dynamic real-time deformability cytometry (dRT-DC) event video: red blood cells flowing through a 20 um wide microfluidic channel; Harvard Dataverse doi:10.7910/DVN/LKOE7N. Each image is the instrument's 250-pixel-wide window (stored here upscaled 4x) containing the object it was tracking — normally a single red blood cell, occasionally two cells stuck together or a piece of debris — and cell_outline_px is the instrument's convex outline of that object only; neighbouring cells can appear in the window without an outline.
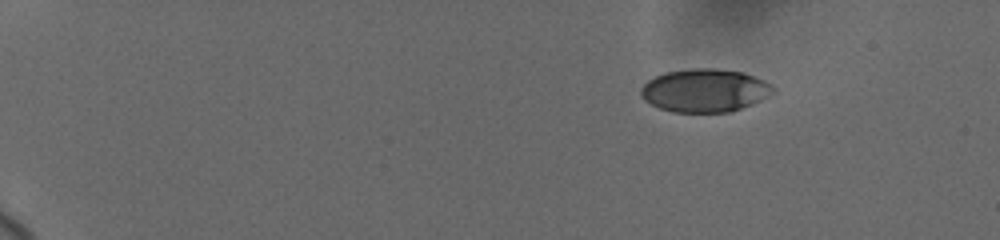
{"species": "human", "species_latin": "Homo sapiens", "temperature_condition": "cold", "stored_images_in_passage": 79, "camera_frame_rate_fps": 3000, "um_per_image_px": 0.085, "donor": {"sex": "female"}, "frame": {"image": 1, "passage_image": 1, "time_ms": 0.0, "image_size_px": [1000, 240], "cell_outline_px": [[776, 92], [752, 104], [728, 112], [672, 112], [660, 108], [644, 100], [640, 92], [640, 88], [648, 80], [664, 72], [688, 68], [712, 68], [740, 72], [764, 80], [772, 84], [776, 88]], "centroid_in_image_um": [59.9, 7.68], "position_along_channel_um": 25.1, "area_um2": 33.23}}
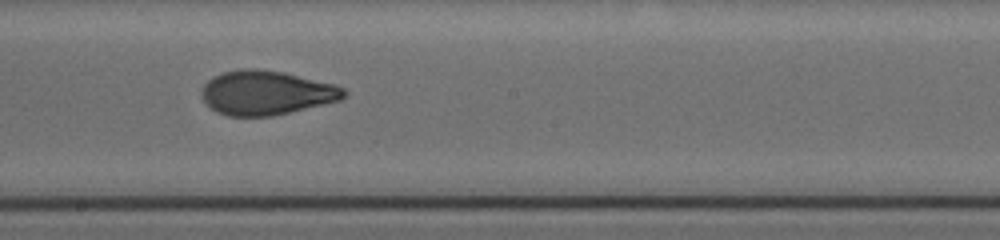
{"frame": {"image": 2, "passage_image": 47, "time_ms": 9.0, "image_size_px": [1000, 240], "cell_outline_px": [[348, 96], [340, 100], [272, 116], [228, 116], [216, 112], [204, 100], [204, 84], [208, 80], [224, 72], [244, 68], [256, 68], [284, 72], [336, 84], [344, 88], [348, 92]], "centroid_in_image_um": [22.7, 7.88], "position_along_channel_um": 225.5, "area_um2": 36.47}}
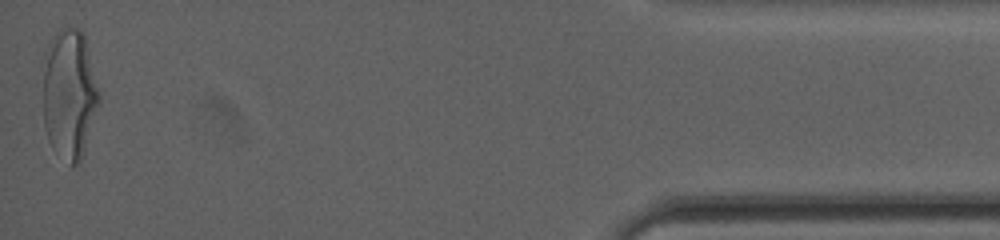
{"frame": {"image": 3, "passage_image": 78, "time_ms": 16.333, "image_size_px": [1000, 240], "cell_outline_px": [[100, 104], [80, 164], [72, 164], [52, 148], [48, 140], [44, 128], [44, 72], [48, 44], [52, 36], [60, 28], [68, 24], [84, 32], [100, 96]], "centroid_in_image_um": [5.92, 7.96], "position_along_channel_um": 429.3, "area_um2": 42.6}, "authors_computed_cell_mechanics": {"area_um2": 35.836, "velocity_mm_per_s": 3.6878, "shape_relaxation_time_tau1_ms": 4.467, "shape_relaxation_time_tau2_ms": 1.1008, "deformation_change_tau1": 0.1845, "deformation_change_tau2": 0.0664}}